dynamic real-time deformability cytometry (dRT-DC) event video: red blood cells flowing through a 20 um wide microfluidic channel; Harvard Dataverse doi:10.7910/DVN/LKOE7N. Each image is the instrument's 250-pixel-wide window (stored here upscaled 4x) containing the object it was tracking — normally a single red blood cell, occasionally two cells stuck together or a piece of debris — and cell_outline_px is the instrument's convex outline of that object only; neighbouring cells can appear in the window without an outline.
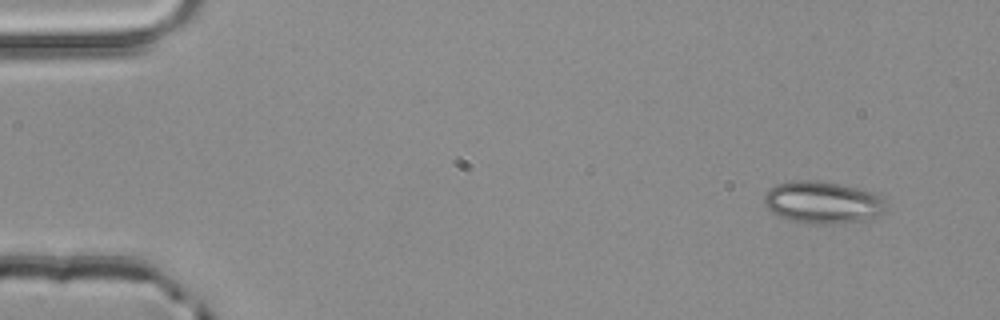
{"species": "common noctule bat (a hibernating species)", "species_latin": "Nyctalus noctula", "temperature_condition": "room temperature", "stored_images_in_passage": 3, "camera_frame_rate_fps": 3000, "um_per_image_px": 0.085, "animal": {"sex": "male", "body_mass_g": 20.4}, "frame": {"image": 1, "passage_image": 1, "time_ms": 0.0, "image_size_px": [1000, 320], "cell_outline_px": [[884, 212], [868, 220], [836, 224], [816, 224], [788, 220], [772, 212], [764, 204], [764, 196], [776, 184], [796, 180], [816, 180], [856, 188], [872, 192], [880, 196], [884, 200]], "centroid_in_image_um": [69.92, 17.22], "position_along_channel_um": 15.1, "area_um2": 29.71}}